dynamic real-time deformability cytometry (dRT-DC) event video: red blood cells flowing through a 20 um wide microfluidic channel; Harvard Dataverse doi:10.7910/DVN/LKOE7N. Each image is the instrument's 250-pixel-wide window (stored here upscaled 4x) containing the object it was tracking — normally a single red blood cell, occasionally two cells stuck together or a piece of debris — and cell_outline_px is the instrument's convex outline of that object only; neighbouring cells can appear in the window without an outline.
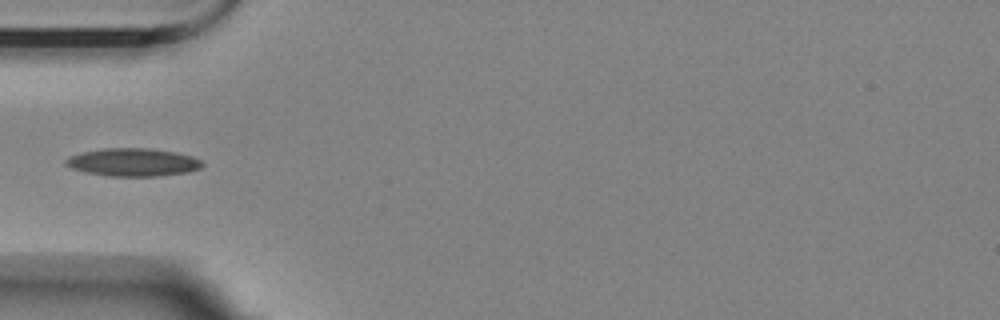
{"species": "Egyptian fruit bat (a non-hibernating species)", "species_latin": "Rousettus aegyptiacus", "temperature_condition": "room temperature", "stored_images_in_passage": 5, "camera_frame_rate_fps": 3000, "um_per_image_px": 0.085, "animal": {"sex": "female"}, "frame": {"image": 1, "passage_image": 5, "time_ms": 4.333, "image_size_px": [1000, 320], "cell_outline_px": [[204, 164], [200, 168], [188, 172], [156, 176], [108, 176], [84, 172], [72, 168], [64, 164], [64, 160], [68, 156], [84, 152], [104, 148], [148, 148], [176, 152], [192, 156], [200, 160]], "centroid_in_image_um": [11.28, 13.79], "position_along_channel_um": 73.7, "area_um2": 22.25}}